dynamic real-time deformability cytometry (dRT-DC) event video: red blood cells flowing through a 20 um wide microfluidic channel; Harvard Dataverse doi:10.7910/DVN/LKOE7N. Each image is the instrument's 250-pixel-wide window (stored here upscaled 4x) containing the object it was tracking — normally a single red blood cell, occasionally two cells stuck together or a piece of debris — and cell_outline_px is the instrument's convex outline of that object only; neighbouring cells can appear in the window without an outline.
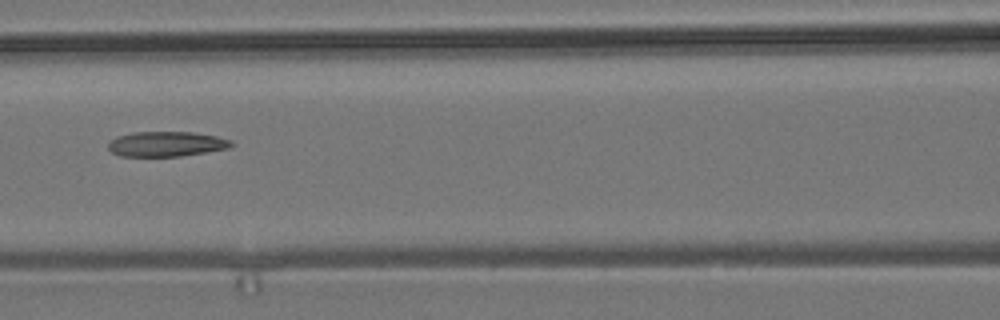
{"species": "common noctule bat (a hibernating species)", "species_latin": "Nyctalus noctula", "temperature_condition": "room temperature", "stored_images_in_passage": 10, "camera_frame_rate_fps": 3000, "um_per_image_px": 0.085, "animal": {"sex": "male", "body_mass_g": 19.2, "forearm_length_mm": 51.8}, "frame": {"image": 1, "passage_image": 7, "time_ms": 8.667, "image_size_px": [1000, 320], "cell_outline_px": [[236, 144], [228, 148], [180, 156], [120, 156], [112, 152], [108, 148], [108, 144], [116, 136], [132, 132], [192, 132], [216, 136], [232, 140]], "centroid_in_image_um": [14.14, 12.23], "position_along_channel_um": 152.5, "area_um2": 17.92}}
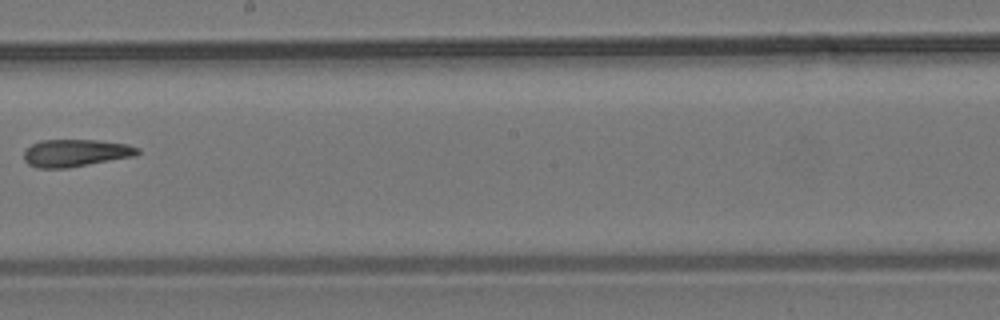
{"frame": {"image": 2, "passage_image": 9, "time_ms": 11.0, "image_size_px": [1000, 320], "cell_outline_px": [[140, 152], [136, 156], [68, 168], [36, 168], [28, 164], [24, 160], [24, 152], [32, 144], [40, 140], [96, 140], [128, 144], [140, 148]], "centroid_in_image_um": [6.45, 13.01], "position_along_channel_um": 241.8, "area_um2": 18.26}}
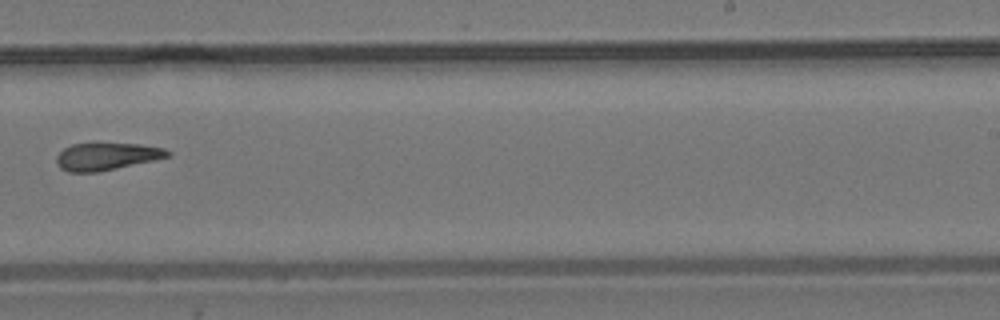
{"frame": {"image": 3, "passage_image": 10, "time_ms": 12.0, "image_size_px": [1000, 320], "cell_outline_px": [[172, 156], [96, 172], [68, 172], [60, 168], [56, 164], [56, 156], [64, 148], [72, 144], [140, 144], [164, 148], [172, 152]], "centroid_in_image_um": [9.06, 13.3], "position_along_channel_um": 279.9, "area_um2": 17.51}}